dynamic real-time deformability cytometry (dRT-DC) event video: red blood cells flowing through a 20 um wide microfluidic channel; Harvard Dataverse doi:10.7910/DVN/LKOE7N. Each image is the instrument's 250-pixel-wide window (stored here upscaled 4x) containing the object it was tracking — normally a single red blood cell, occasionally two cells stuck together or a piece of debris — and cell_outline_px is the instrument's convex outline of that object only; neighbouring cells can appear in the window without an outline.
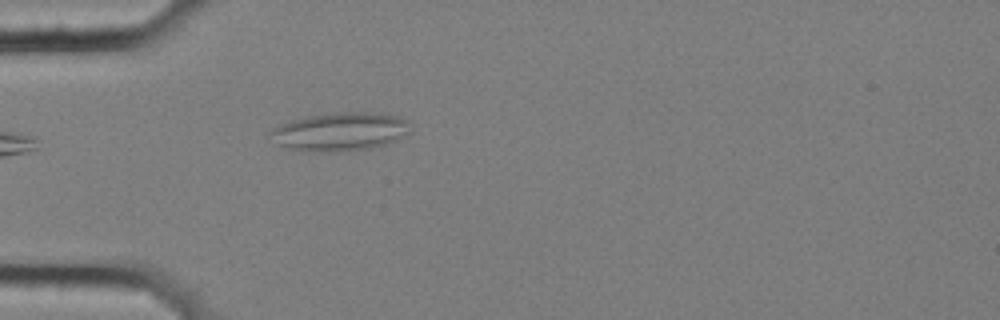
{"species": "common noctule bat (a hibernating species)", "species_latin": "Nyctalus noctula", "temperature_condition": "cold", "stored_images_in_passage": 5, "camera_frame_rate_fps": 3000, "um_per_image_px": 0.085, "animal": {"sex": "female", "body_mass_g": 25.1}, "frame": {"image": 1, "passage_image": 5, "time_ms": 1.333, "image_size_px": [1000, 320], "cell_outline_px": [[412, 132], [388, 144], [368, 148], [288, 148], [280, 144], [268, 132], [272, 128], [280, 124], [292, 120], [312, 116], [340, 112], [380, 112], [396, 116], [408, 120]], "centroid_in_image_um": [29.04, 11.11], "position_along_channel_um": 56.0, "area_um2": 29.82}}